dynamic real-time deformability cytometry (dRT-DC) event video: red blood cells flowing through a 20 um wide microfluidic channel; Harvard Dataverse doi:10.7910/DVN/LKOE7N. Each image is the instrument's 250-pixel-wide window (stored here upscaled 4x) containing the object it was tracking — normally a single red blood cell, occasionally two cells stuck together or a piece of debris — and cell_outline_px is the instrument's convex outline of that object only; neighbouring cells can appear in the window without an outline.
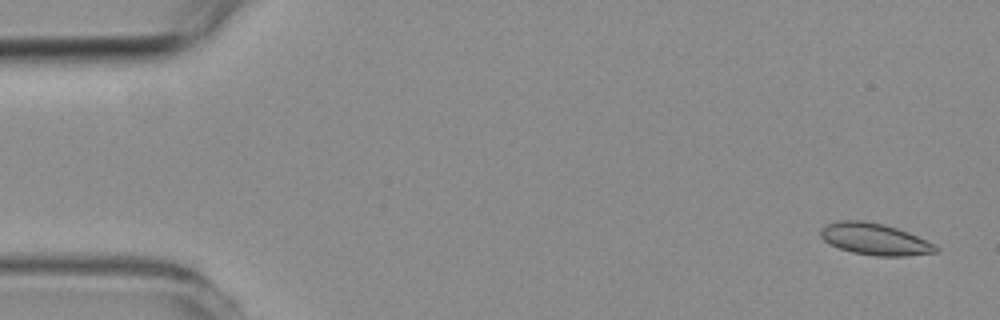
{"species": "common noctule bat (a hibernating species)", "species_latin": "Nyctalus noctula", "temperature_condition": "room temperature", "stored_images_in_passage": 5, "camera_frame_rate_fps": 3000, "um_per_image_px": 0.085, "animal": {"sex": "female", "body_mass_g": 19.3, "forearm_length_mm": 54.1}, "frame": {"image": 1, "passage_image": 1, "time_ms": 0.0, "image_size_px": [1000, 320], "cell_outline_px": [[940, 248], [936, 252], [908, 256], [876, 256], [852, 252], [840, 248], [824, 240], [820, 236], [820, 228], [828, 224], [840, 220], [864, 220], [884, 224], [908, 232]], "centroid_in_image_um": [74.33, 20.32], "position_along_channel_um": 10.7, "area_um2": 21.04}}